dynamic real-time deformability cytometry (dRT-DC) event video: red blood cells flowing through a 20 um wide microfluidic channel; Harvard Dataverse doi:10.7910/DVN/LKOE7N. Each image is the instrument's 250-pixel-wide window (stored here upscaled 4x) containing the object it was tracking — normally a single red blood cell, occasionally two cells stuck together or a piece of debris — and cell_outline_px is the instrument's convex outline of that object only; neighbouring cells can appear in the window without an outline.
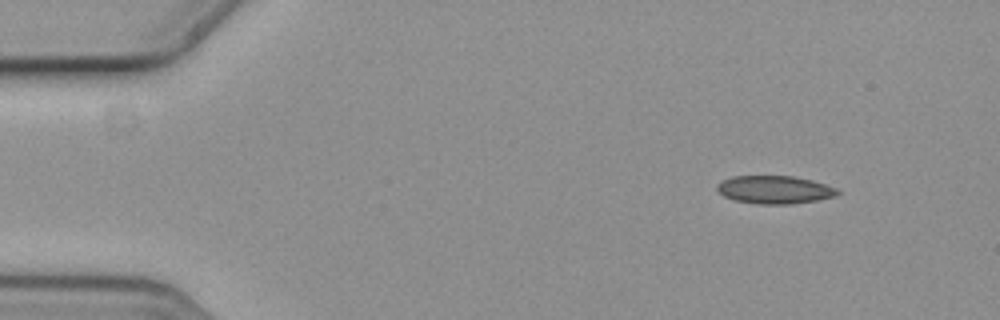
{"species": "common noctule bat (a hibernating species)", "species_latin": "Nyctalus noctula", "temperature_condition": "cold", "stored_images_in_passage": 4, "camera_frame_rate_fps": 3000, "um_per_image_px": 0.085, "animal": {"sex": "female", "body_mass_g": 19.3, "forearm_length_mm": 54.1}, "frame": {"image": 1, "passage_image": 1, "time_ms": 0.0, "image_size_px": [1000, 320], "cell_outline_px": [[840, 192], [836, 196], [816, 200], [792, 204], [756, 204], [736, 200], [724, 196], [716, 188], [724, 180], [732, 176], [792, 176], [812, 180], [836, 188]], "centroid_in_image_um": [65.87, 16.13], "position_along_channel_um": 19.1, "area_um2": 19.42}}
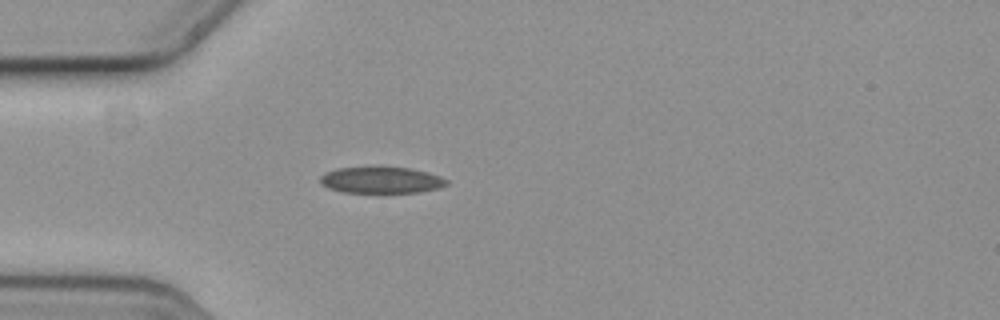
{"frame": {"image": 2, "passage_image": 3, "time_ms": 0.667, "image_size_px": [1000, 320], "cell_outline_px": [[448, 184], [440, 188], [420, 192], [344, 192], [328, 188], [320, 184], [320, 176], [324, 172], [336, 168], [376, 164], [380, 164], [412, 168], [428, 172], [440, 176], [448, 180]], "centroid_in_image_um": [32.38, 15.25], "position_along_channel_um": 52.6, "area_um2": 20.46}}